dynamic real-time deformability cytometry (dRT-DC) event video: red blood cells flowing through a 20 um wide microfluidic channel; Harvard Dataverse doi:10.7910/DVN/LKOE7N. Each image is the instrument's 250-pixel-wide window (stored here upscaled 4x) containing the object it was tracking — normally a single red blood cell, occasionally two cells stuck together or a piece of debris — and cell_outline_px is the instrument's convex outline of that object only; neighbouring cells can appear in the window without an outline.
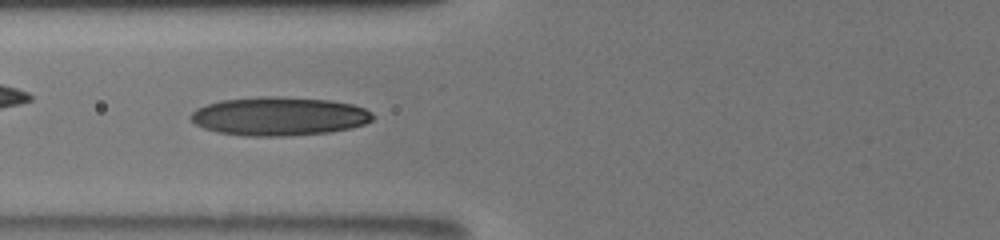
{"species": "human", "species_latin": "Homo sapiens", "temperature_condition": "room temperature", "stored_images_in_passage": 43, "camera_frame_rate_fps": 3000, "um_per_image_px": 0.085, "donor": {"sex": "male"}, "frame": {"image": 1, "passage_image": 13, "time_ms": 4.0, "image_size_px": [1000, 240], "cell_outline_px": [[372, 120], [364, 124], [352, 128], [332, 132], [288, 136], [244, 136], [216, 132], [204, 128], [196, 124], [188, 116], [196, 108], [220, 100], [260, 96], [280, 96], [332, 100], [352, 104], [364, 108], [372, 112]], "centroid_in_image_um": [23.72, 9.88], "position_along_channel_um": 102.1, "area_um2": 41.38}}
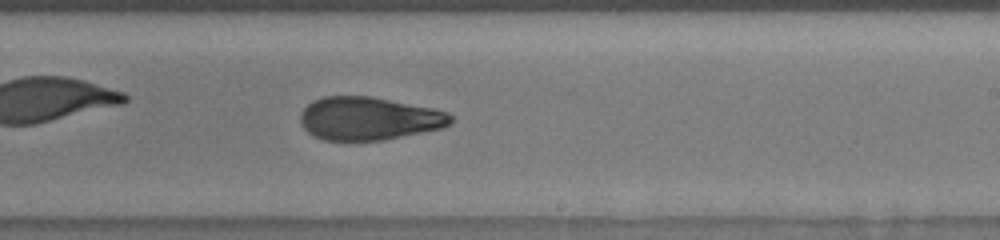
{"frame": {"image": 2, "passage_image": 25, "time_ms": 8.0, "image_size_px": [1000, 240], "cell_outline_px": [[452, 124], [444, 128], [384, 140], [324, 140], [308, 132], [304, 128], [300, 120], [300, 112], [312, 100], [324, 96], [372, 96], [432, 108], [448, 112], [452, 116]], "centroid_in_image_um": [31.37, 10.07], "position_along_channel_um": 257.6, "area_um2": 37.92}, "authors_computed_cell_mechanics": {"area_um2": 37.7434, "velocity_mm_per_s": 3.891, "shape_relaxation_time_tau1_ms": 10.3265, "shape_relaxation_time_tau2_ms": 2.2675, "deformation_change_tau1": 0.2679, "deformation_change_tau2": 0.0964}}